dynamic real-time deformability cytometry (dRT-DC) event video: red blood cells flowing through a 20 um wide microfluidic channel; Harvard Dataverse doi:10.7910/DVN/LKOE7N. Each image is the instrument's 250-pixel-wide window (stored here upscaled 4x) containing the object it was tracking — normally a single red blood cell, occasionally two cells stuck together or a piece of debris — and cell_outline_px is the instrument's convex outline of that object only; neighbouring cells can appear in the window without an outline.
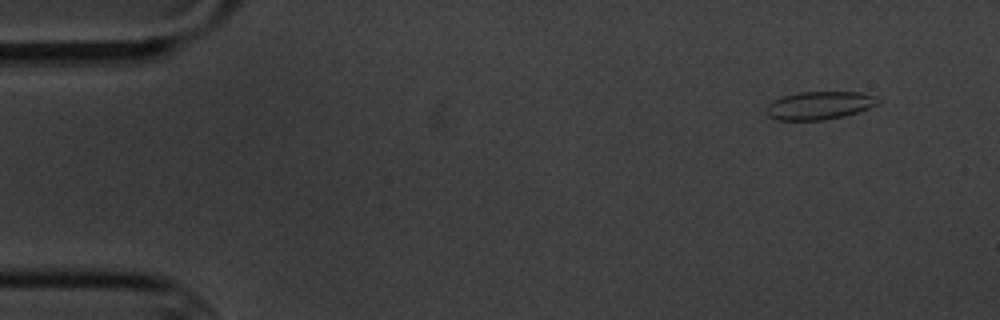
{"species": "common noctule bat (a hibernating species)", "species_latin": "Nyctalus noctula", "temperature_condition": "cold", "stored_images_in_passage": 4, "camera_frame_rate_fps": 3000, "um_per_image_px": 0.085, "animal": {"sex": "male", "body_mass_g": 20.1, "forearm_length_mm": 53.5}, "frame": {"image": 1, "passage_image": 1, "time_ms": 0.0, "image_size_px": [1000, 320], "cell_outline_px": [[880, 104], [844, 116], [824, 120], [776, 120], [768, 116], [764, 108], [772, 100], [780, 96], [800, 92], [860, 92], [876, 96], [880, 100]], "centroid_in_image_um": [69.61, 8.96], "position_along_channel_um": 15.4, "area_um2": 18.5}}